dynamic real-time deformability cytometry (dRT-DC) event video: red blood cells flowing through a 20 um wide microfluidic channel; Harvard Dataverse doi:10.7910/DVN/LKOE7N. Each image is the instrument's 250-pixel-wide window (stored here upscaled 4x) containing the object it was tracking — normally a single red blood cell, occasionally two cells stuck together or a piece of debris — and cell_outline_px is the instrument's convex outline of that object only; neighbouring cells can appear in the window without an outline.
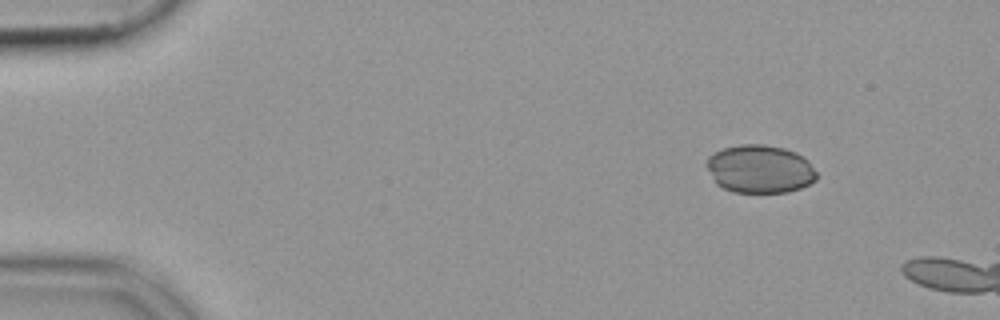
{"species": "common noctule bat (a hibernating species)", "species_latin": "Nyctalus noctula", "temperature_condition": "cold", "stored_images_in_passage": 44, "camera_frame_rate_fps": 3000, "um_per_image_px": 0.085, "animal": {"sex": "female", "body_mass_g": 19.9}, "frame": {"image": 1, "passage_image": 1, "time_ms": 0.0, "image_size_px": [1000, 320], "cell_outline_px": [[816, 180], [800, 188], [788, 192], [732, 192], [716, 184], [704, 164], [708, 156], [724, 148], [740, 144], [764, 144], [784, 148], [796, 152], [804, 156], [808, 160], [816, 172]], "centroid_in_image_um": [64.57, 14.36], "position_along_channel_um": 20.4, "area_um2": 31.04}}
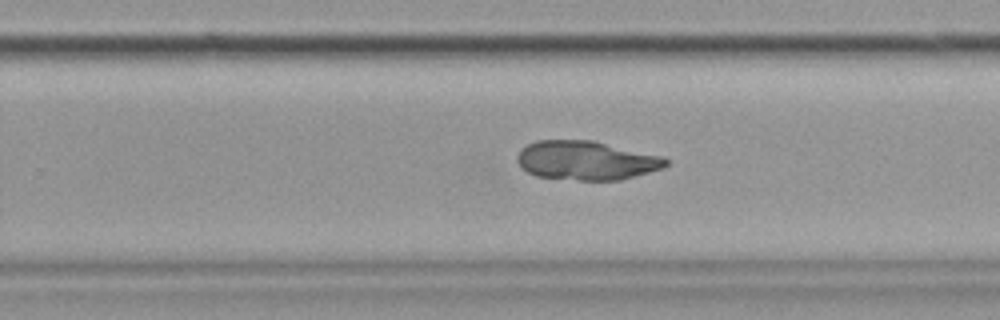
{"frame": {"image": 2, "passage_image": 29, "time_ms": 9.333, "image_size_px": [1000, 320], "cell_outline_px": [[668, 164], [664, 168], [620, 180], [580, 180], [536, 176], [520, 168], [516, 160], [516, 156], [528, 144], [536, 140], [592, 140], [664, 156], [668, 160]], "centroid_in_image_um": [49.85, 13.63], "position_along_channel_um": 280.0, "area_um2": 33.93}}
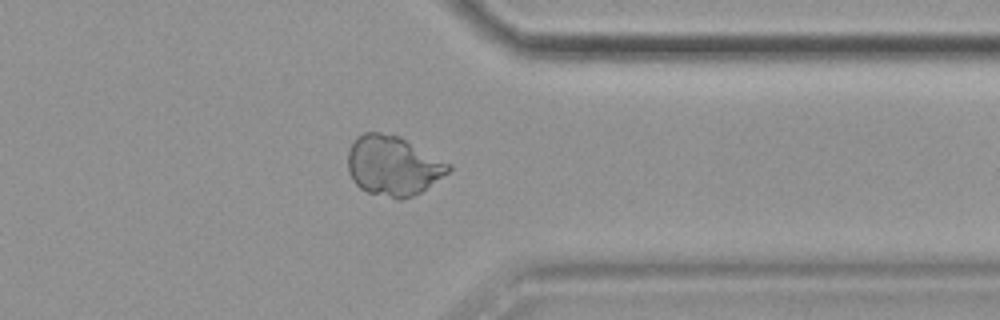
{"frame": {"image": 3, "passage_image": 37, "time_ms": 12.0, "image_size_px": [1000, 320], "cell_outline_px": [[452, 168], [448, 172], [420, 192], [412, 196], [400, 200], [396, 200], [368, 192], [360, 188], [352, 180], [348, 172], [348, 152], [356, 136], [364, 132], [380, 132], [400, 136], [452, 164]], "centroid_in_image_um": [33.4, 14.08], "position_along_channel_um": 378.0, "area_um2": 35.2}}